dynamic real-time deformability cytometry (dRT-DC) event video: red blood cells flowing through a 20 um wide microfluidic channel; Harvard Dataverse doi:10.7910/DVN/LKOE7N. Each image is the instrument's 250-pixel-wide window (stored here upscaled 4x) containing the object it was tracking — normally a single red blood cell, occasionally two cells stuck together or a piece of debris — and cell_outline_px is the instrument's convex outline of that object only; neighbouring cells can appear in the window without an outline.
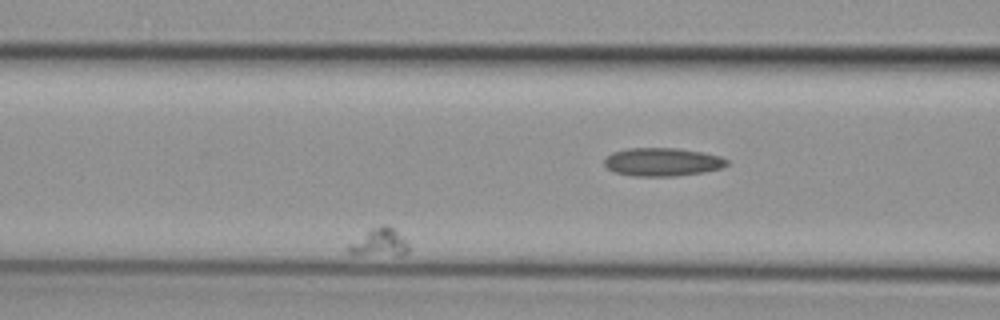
{"species": "common noctule bat (a hibernating species)", "species_latin": "Nyctalus noctula", "temperature_condition": "cold", "stored_images_in_passage": 34, "camera_frame_rate_fps": 3000, "um_per_image_px": 0.085, "animal": {"sex": "female", "body_mass_g": 29.2, "forearm_length_mm": 56.3}, "frame": {"image": 1, "passage_image": 6, "time_ms": 1.667, "image_size_px": [1000, 320], "cell_outline_px": [[408, 252], [404, 256], [352, 256], [348, 252], [348, 244], [368, 228], [384, 224], [392, 228], [404, 236], [408, 244]], "centroid_in_image_um": [32.22, 20.65], "position_along_channel_um": 134.4, "area_um2": 10.52}}